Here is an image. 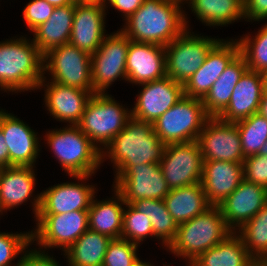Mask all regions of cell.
I'll use <instances>...</instances> for the list:
<instances>
[{"label": "cell", "instance_id": "obj_6", "mask_svg": "<svg viewBox=\"0 0 267 266\" xmlns=\"http://www.w3.org/2000/svg\"><path fill=\"white\" fill-rule=\"evenodd\" d=\"M118 104L106 93H94L88 100L80 122L79 129L101 151L97 144L106 146L126 126L132 113ZM96 142V143H95Z\"/></svg>", "mask_w": 267, "mask_h": 266}, {"label": "cell", "instance_id": "obj_17", "mask_svg": "<svg viewBox=\"0 0 267 266\" xmlns=\"http://www.w3.org/2000/svg\"><path fill=\"white\" fill-rule=\"evenodd\" d=\"M240 53L238 40H219L204 63L183 85L184 96L203 99L230 62Z\"/></svg>", "mask_w": 267, "mask_h": 266}, {"label": "cell", "instance_id": "obj_11", "mask_svg": "<svg viewBox=\"0 0 267 266\" xmlns=\"http://www.w3.org/2000/svg\"><path fill=\"white\" fill-rule=\"evenodd\" d=\"M159 164L170 190L201 181L203 157L197 140L166 145Z\"/></svg>", "mask_w": 267, "mask_h": 266}, {"label": "cell", "instance_id": "obj_23", "mask_svg": "<svg viewBox=\"0 0 267 266\" xmlns=\"http://www.w3.org/2000/svg\"><path fill=\"white\" fill-rule=\"evenodd\" d=\"M264 94L260 72L247 69L235 85L228 106L217 116L224 122H237L259 111Z\"/></svg>", "mask_w": 267, "mask_h": 266}, {"label": "cell", "instance_id": "obj_50", "mask_svg": "<svg viewBox=\"0 0 267 266\" xmlns=\"http://www.w3.org/2000/svg\"><path fill=\"white\" fill-rule=\"evenodd\" d=\"M70 3L73 4H87V3H92L95 2L96 0H69Z\"/></svg>", "mask_w": 267, "mask_h": 266}, {"label": "cell", "instance_id": "obj_7", "mask_svg": "<svg viewBox=\"0 0 267 266\" xmlns=\"http://www.w3.org/2000/svg\"><path fill=\"white\" fill-rule=\"evenodd\" d=\"M209 118L202 99L184 96L152 123L153 131L165 145L191 142Z\"/></svg>", "mask_w": 267, "mask_h": 266}, {"label": "cell", "instance_id": "obj_35", "mask_svg": "<svg viewBox=\"0 0 267 266\" xmlns=\"http://www.w3.org/2000/svg\"><path fill=\"white\" fill-rule=\"evenodd\" d=\"M244 157L259 154L267 141V118L259 112L236 122Z\"/></svg>", "mask_w": 267, "mask_h": 266}, {"label": "cell", "instance_id": "obj_46", "mask_svg": "<svg viewBox=\"0 0 267 266\" xmlns=\"http://www.w3.org/2000/svg\"><path fill=\"white\" fill-rule=\"evenodd\" d=\"M261 115H263L265 118H267V94H263L262 100L260 103L259 111Z\"/></svg>", "mask_w": 267, "mask_h": 266}, {"label": "cell", "instance_id": "obj_1", "mask_svg": "<svg viewBox=\"0 0 267 266\" xmlns=\"http://www.w3.org/2000/svg\"><path fill=\"white\" fill-rule=\"evenodd\" d=\"M181 3L179 0H144L126 19L121 31L131 41L167 46L188 28Z\"/></svg>", "mask_w": 267, "mask_h": 266}, {"label": "cell", "instance_id": "obj_39", "mask_svg": "<svg viewBox=\"0 0 267 266\" xmlns=\"http://www.w3.org/2000/svg\"><path fill=\"white\" fill-rule=\"evenodd\" d=\"M31 233H0V266H11V261L31 244ZM18 266V263L15 264Z\"/></svg>", "mask_w": 267, "mask_h": 266}, {"label": "cell", "instance_id": "obj_13", "mask_svg": "<svg viewBox=\"0 0 267 266\" xmlns=\"http://www.w3.org/2000/svg\"><path fill=\"white\" fill-rule=\"evenodd\" d=\"M203 161L244 162L241 137L236 122L210 117L197 139Z\"/></svg>", "mask_w": 267, "mask_h": 266}, {"label": "cell", "instance_id": "obj_28", "mask_svg": "<svg viewBox=\"0 0 267 266\" xmlns=\"http://www.w3.org/2000/svg\"><path fill=\"white\" fill-rule=\"evenodd\" d=\"M163 200L178 225L204 213L211 207L201 183L171 189Z\"/></svg>", "mask_w": 267, "mask_h": 266}, {"label": "cell", "instance_id": "obj_49", "mask_svg": "<svg viewBox=\"0 0 267 266\" xmlns=\"http://www.w3.org/2000/svg\"><path fill=\"white\" fill-rule=\"evenodd\" d=\"M263 78L264 93L267 94V70L261 73Z\"/></svg>", "mask_w": 267, "mask_h": 266}, {"label": "cell", "instance_id": "obj_32", "mask_svg": "<svg viewBox=\"0 0 267 266\" xmlns=\"http://www.w3.org/2000/svg\"><path fill=\"white\" fill-rule=\"evenodd\" d=\"M189 3L197 18L209 26H223L244 18V0H189Z\"/></svg>", "mask_w": 267, "mask_h": 266}, {"label": "cell", "instance_id": "obj_15", "mask_svg": "<svg viewBox=\"0 0 267 266\" xmlns=\"http://www.w3.org/2000/svg\"><path fill=\"white\" fill-rule=\"evenodd\" d=\"M94 187L82 183H62L49 187L37 195L32 202L35 217L88 210L95 197Z\"/></svg>", "mask_w": 267, "mask_h": 266}, {"label": "cell", "instance_id": "obj_34", "mask_svg": "<svg viewBox=\"0 0 267 266\" xmlns=\"http://www.w3.org/2000/svg\"><path fill=\"white\" fill-rule=\"evenodd\" d=\"M247 252L254 260L267 259V204L239 228Z\"/></svg>", "mask_w": 267, "mask_h": 266}, {"label": "cell", "instance_id": "obj_20", "mask_svg": "<svg viewBox=\"0 0 267 266\" xmlns=\"http://www.w3.org/2000/svg\"><path fill=\"white\" fill-rule=\"evenodd\" d=\"M267 204V189L243 180L218 207L227 226L234 232Z\"/></svg>", "mask_w": 267, "mask_h": 266}, {"label": "cell", "instance_id": "obj_33", "mask_svg": "<svg viewBox=\"0 0 267 266\" xmlns=\"http://www.w3.org/2000/svg\"><path fill=\"white\" fill-rule=\"evenodd\" d=\"M131 205L148 216L151 221L153 236L162 239V244L168 247L175 239L178 224L168 212L164 200L139 199L133 201Z\"/></svg>", "mask_w": 267, "mask_h": 266}, {"label": "cell", "instance_id": "obj_44", "mask_svg": "<svg viewBox=\"0 0 267 266\" xmlns=\"http://www.w3.org/2000/svg\"><path fill=\"white\" fill-rule=\"evenodd\" d=\"M144 3V0H112L109 4L124 13L125 20L135 13Z\"/></svg>", "mask_w": 267, "mask_h": 266}, {"label": "cell", "instance_id": "obj_21", "mask_svg": "<svg viewBox=\"0 0 267 266\" xmlns=\"http://www.w3.org/2000/svg\"><path fill=\"white\" fill-rule=\"evenodd\" d=\"M0 130L9 151V167H33L40 151L37 134L19 118L6 112L0 119Z\"/></svg>", "mask_w": 267, "mask_h": 266}, {"label": "cell", "instance_id": "obj_52", "mask_svg": "<svg viewBox=\"0 0 267 266\" xmlns=\"http://www.w3.org/2000/svg\"><path fill=\"white\" fill-rule=\"evenodd\" d=\"M133 266H153V265L146 263V262H142L139 259Z\"/></svg>", "mask_w": 267, "mask_h": 266}, {"label": "cell", "instance_id": "obj_9", "mask_svg": "<svg viewBox=\"0 0 267 266\" xmlns=\"http://www.w3.org/2000/svg\"><path fill=\"white\" fill-rule=\"evenodd\" d=\"M220 39L192 35L187 28L165 46L167 76L184 85L201 67L211 48Z\"/></svg>", "mask_w": 267, "mask_h": 266}, {"label": "cell", "instance_id": "obj_5", "mask_svg": "<svg viewBox=\"0 0 267 266\" xmlns=\"http://www.w3.org/2000/svg\"><path fill=\"white\" fill-rule=\"evenodd\" d=\"M68 126L49 131L45 138L65 172L80 181L86 180L102 163L101 151L77 125Z\"/></svg>", "mask_w": 267, "mask_h": 266}, {"label": "cell", "instance_id": "obj_47", "mask_svg": "<svg viewBox=\"0 0 267 266\" xmlns=\"http://www.w3.org/2000/svg\"><path fill=\"white\" fill-rule=\"evenodd\" d=\"M45 1H47L49 4L55 7H60L70 4L69 0H45Z\"/></svg>", "mask_w": 267, "mask_h": 266}, {"label": "cell", "instance_id": "obj_38", "mask_svg": "<svg viewBox=\"0 0 267 266\" xmlns=\"http://www.w3.org/2000/svg\"><path fill=\"white\" fill-rule=\"evenodd\" d=\"M138 244L124 239H112L104 255L102 266H133L138 260Z\"/></svg>", "mask_w": 267, "mask_h": 266}, {"label": "cell", "instance_id": "obj_16", "mask_svg": "<svg viewBox=\"0 0 267 266\" xmlns=\"http://www.w3.org/2000/svg\"><path fill=\"white\" fill-rule=\"evenodd\" d=\"M142 85L144 87L136 99L137 102L133 110H130L132 117L141 121L154 123L184 97L183 85L168 76Z\"/></svg>", "mask_w": 267, "mask_h": 266}, {"label": "cell", "instance_id": "obj_4", "mask_svg": "<svg viewBox=\"0 0 267 266\" xmlns=\"http://www.w3.org/2000/svg\"><path fill=\"white\" fill-rule=\"evenodd\" d=\"M233 231L227 226L220 208L211 206L204 213L178 225L175 239L168 249L187 260L225 240Z\"/></svg>", "mask_w": 267, "mask_h": 266}, {"label": "cell", "instance_id": "obj_18", "mask_svg": "<svg viewBox=\"0 0 267 266\" xmlns=\"http://www.w3.org/2000/svg\"><path fill=\"white\" fill-rule=\"evenodd\" d=\"M126 75L127 81L139 85L167 76L165 46L130 41Z\"/></svg>", "mask_w": 267, "mask_h": 266}, {"label": "cell", "instance_id": "obj_30", "mask_svg": "<svg viewBox=\"0 0 267 266\" xmlns=\"http://www.w3.org/2000/svg\"><path fill=\"white\" fill-rule=\"evenodd\" d=\"M235 233L236 231L196 259L189 260V266H248L254 259Z\"/></svg>", "mask_w": 267, "mask_h": 266}, {"label": "cell", "instance_id": "obj_36", "mask_svg": "<svg viewBox=\"0 0 267 266\" xmlns=\"http://www.w3.org/2000/svg\"><path fill=\"white\" fill-rule=\"evenodd\" d=\"M238 43L248 69L260 73L267 70V24L258 31L255 39L246 35Z\"/></svg>", "mask_w": 267, "mask_h": 266}, {"label": "cell", "instance_id": "obj_22", "mask_svg": "<svg viewBox=\"0 0 267 266\" xmlns=\"http://www.w3.org/2000/svg\"><path fill=\"white\" fill-rule=\"evenodd\" d=\"M243 180V163L203 161L200 183L211 206L220 205Z\"/></svg>", "mask_w": 267, "mask_h": 266}, {"label": "cell", "instance_id": "obj_55", "mask_svg": "<svg viewBox=\"0 0 267 266\" xmlns=\"http://www.w3.org/2000/svg\"><path fill=\"white\" fill-rule=\"evenodd\" d=\"M2 211H3V208H2V206H1V204H0V212L2 213Z\"/></svg>", "mask_w": 267, "mask_h": 266}, {"label": "cell", "instance_id": "obj_51", "mask_svg": "<svg viewBox=\"0 0 267 266\" xmlns=\"http://www.w3.org/2000/svg\"><path fill=\"white\" fill-rule=\"evenodd\" d=\"M259 154L261 155H267V141L266 143L261 147Z\"/></svg>", "mask_w": 267, "mask_h": 266}, {"label": "cell", "instance_id": "obj_45", "mask_svg": "<svg viewBox=\"0 0 267 266\" xmlns=\"http://www.w3.org/2000/svg\"><path fill=\"white\" fill-rule=\"evenodd\" d=\"M9 167V151L6 146L5 138L0 130V168Z\"/></svg>", "mask_w": 267, "mask_h": 266}, {"label": "cell", "instance_id": "obj_19", "mask_svg": "<svg viewBox=\"0 0 267 266\" xmlns=\"http://www.w3.org/2000/svg\"><path fill=\"white\" fill-rule=\"evenodd\" d=\"M105 8L99 1L75 4L69 44L90 55L100 47L105 36Z\"/></svg>", "mask_w": 267, "mask_h": 266}, {"label": "cell", "instance_id": "obj_2", "mask_svg": "<svg viewBox=\"0 0 267 266\" xmlns=\"http://www.w3.org/2000/svg\"><path fill=\"white\" fill-rule=\"evenodd\" d=\"M165 144L153 131V124L131 117L125 128L102 149L101 159L107 157L116 169L115 182L136 164L160 163Z\"/></svg>", "mask_w": 267, "mask_h": 266}, {"label": "cell", "instance_id": "obj_41", "mask_svg": "<svg viewBox=\"0 0 267 266\" xmlns=\"http://www.w3.org/2000/svg\"><path fill=\"white\" fill-rule=\"evenodd\" d=\"M54 9L55 6L45 0H31L23 10L25 23L31 32L39 25L45 23Z\"/></svg>", "mask_w": 267, "mask_h": 266}, {"label": "cell", "instance_id": "obj_37", "mask_svg": "<svg viewBox=\"0 0 267 266\" xmlns=\"http://www.w3.org/2000/svg\"><path fill=\"white\" fill-rule=\"evenodd\" d=\"M123 212V229L121 239L140 244L147 236H153L151 221L144 213L136 210L131 204H125Z\"/></svg>", "mask_w": 267, "mask_h": 266}, {"label": "cell", "instance_id": "obj_12", "mask_svg": "<svg viewBox=\"0 0 267 266\" xmlns=\"http://www.w3.org/2000/svg\"><path fill=\"white\" fill-rule=\"evenodd\" d=\"M37 228L31 231L32 241L46 248L62 247L67 250L89 229L88 210L64 214L37 215Z\"/></svg>", "mask_w": 267, "mask_h": 266}, {"label": "cell", "instance_id": "obj_54", "mask_svg": "<svg viewBox=\"0 0 267 266\" xmlns=\"http://www.w3.org/2000/svg\"><path fill=\"white\" fill-rule=\"evenodd\" d=\"M4 113H5L4 110H3V111L0 110V119H1V117H2V115H3Z\"/></svg>", "mask_w": 267, "mask_h": 266}, {"label": "cell", "instance_id": "obj_24", "mask_svg": "<svg viewBox=\"0 0 267 266\" xmlns=\"http://www.w3.org/2000/svg\"><path fill=\"white\" fill-rule=\"evenodd\" d=\"M45 89V105L50 114L59 121L77 125L84 113L88 100L93 95L90 91L65 86L56 82L48 83Z\"/></svg>", "mask_w": 267, "mask_h": 266}, {"label": "cell", "instance_id": "obj_25", "mask_svg": "<svg viewBox=\"0 0 267 266\" xmlns=\"http://www.w3.org/2000/svg\"><path fill=\"white\" fill-rule=\"evenodd\" d=\"M75 4L55 7L48 20L33 30V43L45 55L58 46L68 44L72 31Z\"/></svg>", "mask_w": 267, "mask_h": 266}, {"label": "cell", "instance_id": "obj_27", "mask_svg": "<svg viewBox=\"0 0 267 266\" xmlns=\"http://www.w3.org/2000/svg\"><path fill=\"white\" fill-rule=\"evenodd\" d=\"M247 69L246 60L240 53L225 68L202 99L210 117H217L228 106L235 85Z\"/></svg>", "mask_w": 267, "mask_h": 266}, {"label": "cell", "instance_id": "obj_31", "mask_svg": "<svg viewBox=\"0 0 267 266\" xmlns=\"http://www.w3.org/2000/svg\"><path fill=\"white\" fill-rule=\"evenodd\" d=\"M112 239L88 229L67 250L70 266H102L104 255Z\"/></svg>", "mask_w": 267, "mask_h": 266}, {"label": "cell", "instance_id": "obj_53", "mask_svg": "<svg viewBox=\"0 0 267 266\" xmlns=\"http://www.w3.org/2000/svg\"><path fill=\"white\" fill-rule=\"evenodd\" d=\"M97 1H99L104 7H107L106 6V1H108L109 3L112 1V0H97Z\"/></svg>", "mask_w": 267, "mask_h": 266}, {"label": "cell", "instance_id": "obj_40", "mask_svg": "<svg viewBox=\"0 0 267 266\" xmlns=\"http://www.w3.org/2000/svg\"><path fill=\"white\" fill-rule=\"evenodd\" d=\"M244 180L267 189V155H251L243 162Z\"/></svg>", "mask_w": 267, "mask_h": 266}, {"label": "cell", "instance_id": "obj_43", "mask_svg": "<svg viewBox=\"0 0 267 266\" xmlns=\"http://www.w3.org/2000/svg\"><path fill=\"white\" fill-rule=\"evenodd\" d=\"M267 19V0H244V19Z\"/></svg>", "mask_w": 267, "mask_h": 266}, {"label": "cell", "instance_id": "obj_48", "mask_svg": "<svg viewBox=\"0 0 267 266\" xmlns=\"http://www.w3.org/2000/svg\"><path fill=\"white\" fill-rule=\"evenodd\" d=\"M248 266H267V260H253Z\"/></svg>", "mask_w": 267, "mask_h": 266}, {"label": "cell", "instance_id": "obj_8", "mask_svg": "<svg viewBox=\"0 0 267 266\" xmlns=\"http://www.w3.org/2000/svg\"><path fill=\"white\" fill-rule=\"evenodd\" d=\"M46 70L52 74V82L95 93L91 55L76 46L68 43L48 51L43 55V71Z\"/></svg>", "mask_w": 267, "mask_h": 266}, {"label": "cell", "instance_id": "obj_29", "mask_svg": "<svg viewBox=\"0 0 267 266\" xmlns=\"http://www.w3.org/2000/svg\"><path fill=\"white\" fill-rule=\"evenodd\" d=\"M114 192H116V198L114 199L117 200L96 201L92 199L88 209L89 229L106 235L111 239H120L123 229L124 212V208L121 206L126 203L116 189Z\"/></svg>", "mask_w": 267, "mask_h": 266}, {"label": "cell", "instance_id": "obj_42", "mask_svg": "<svg viewBox=\"0 0 267 266\" xmlns=\"http://www.w3.org/2000/svg\"><path fill=\"white\" fill-rule=\"evenodd\" d=\"M26 252L18 260V266H60L53 257L51 258L47 253L45 254V251L31 250Z\"/></svg>", "mask_w": 267, "mask_h": 266}, {"label": "cell", "instance_id": "obj_26", "mask_svg": "<svg viewBox=\"0 0 267 266\" xmlns=\"http://www.w3.org/2000/svg\"><path fill=\"white\" fill-rule=\"evenodd\" d=\"M35 180L32 166L0 168V204L3 210L27 201L34 191Z\"/></svg>", "mask_w": 267, "mask_h": 266}, {"label": "cell", "instance_id": "obj_10", "mask_svg": "<svg viewBox=\"0 0 267 266\" xmlns=\"http://www.w3.org/2000/svg\"><path fill=\"white\" fill-rule=\"evenodd\" d=\"M130 39L117 31L105 37L91 55L92 85L95 93H105L117 78L127 80L126 58Z\"/></svg>", "mask_w": 267, "mask_h": 266}, {"label": "cell", "instance_id": "obj_14", "mask_svg": "<svg viewBox=\"0 0 267 266\" xmlns=\"http://www.w3.org/2000/svg\"><path fill=\"white\" fill-rule=\"evenodd\" d=\"M114 185L128 204L139 199L163 200L170 191L159 163L136 164L130 167Z\"/></svg>", "mask_w": 267, "mask_h": 266}, {"label": "cell", "instance_id": "obj_3", "mask_svg": "<svg viewBox=\"0 0 267 266\" xmlns=\"http://www.w3.org/2000/svg\"><path fill=\"white\" fill-rule=\"evenodd\" d=\"M43 55L23 37L0 42V88L28 91L44 84Z\"/></svg>", "mask_w": 267, "mask_h": 266}]
</instances>
